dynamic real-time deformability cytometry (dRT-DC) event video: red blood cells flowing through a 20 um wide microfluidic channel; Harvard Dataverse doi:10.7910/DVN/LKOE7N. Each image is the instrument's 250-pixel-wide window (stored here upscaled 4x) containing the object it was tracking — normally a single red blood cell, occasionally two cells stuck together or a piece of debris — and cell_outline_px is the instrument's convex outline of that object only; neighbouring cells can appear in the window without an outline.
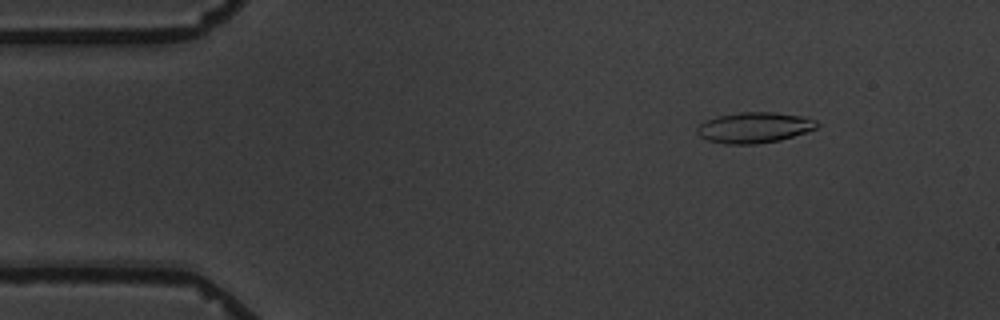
{"species": "common noctule bat (a hibernating species)", "species_latin": "Nyctalus noctula", "temperature_condition": "warm", "stored_images_in_passage": 7, "camera_frame_rate_fps": 3000, "um_per_image_px": 0.085, "animal": {"sex": "male", "body_mass_g": 19.5, "forearm_length_mm": 54.6}, "frame": {"image": 1, "passage_image": 2, "time_ms": 1.333, "image_size_px": [1000, 320], "cell_outline_px": [[820, 124], [816, 128], [780, 140], [756, 144], [724, 144], [708, 140], [700, 136], [696, 132], [696, 128], [700, 124], [716, 116], [740, 112], [772, 112], [800, 116], [816, 120]], "centroid_in_image_um": [64.09, 10.84], "position_along_channel_um": 20.9, "area_um2": 21.27}}
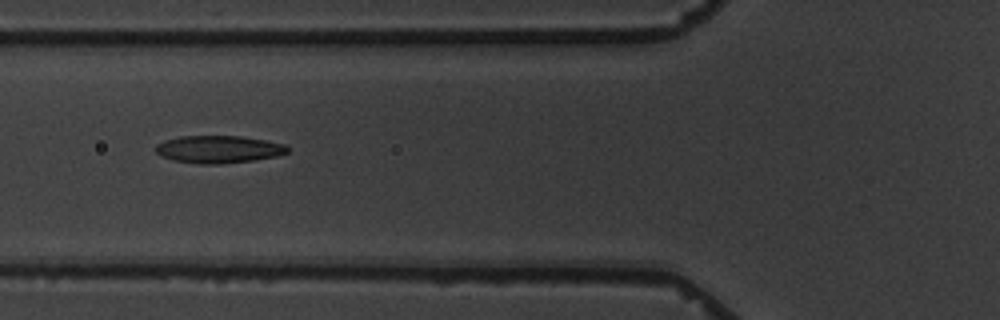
{"frame": {"image": 2, "passage_image": 6, "time_ms": 6.0, "image_size_px": [1000, 320], "cell_outline_px": [[288, 152], [276, 156], [252, 160], [220, 164], [200, 164], [172, 160], [160, 156], [156, 152], [156, 144], [164, 140], [180, 136], [240, 136], [288, 144]], "centroid_in_image_um": [18.56, 12.69], "position_along_channel_um": 107.2, "area_um2": 21.15}}
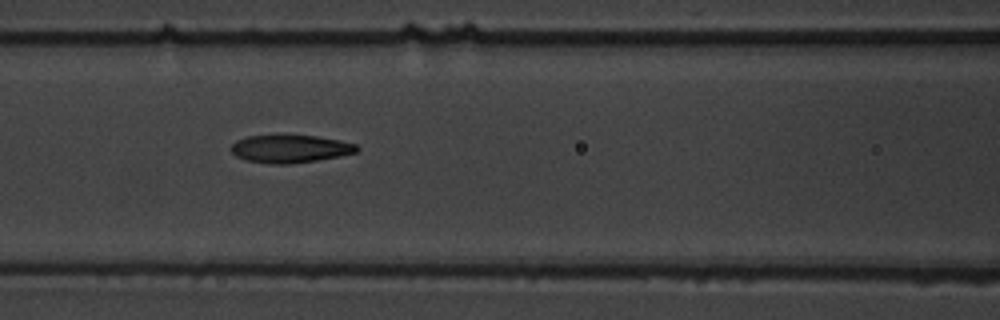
{"frame": {"image": 3, "passage_image": 7, "time_ms": 7.0, "image_size_px": [1000, 320], "cell_outline_px": [[360, 148], [356, 152], [316, 160], [288, 164], [268, 164], [248, 160], [236, 156], [228, 148], [236, 140], [248, 136], [316, 136], [340, 140], [356, 144]], "centroid_in_image_um": [24.63, 12.65], "position_along_channel_um": 142.0, "area_um2": 20.11}}